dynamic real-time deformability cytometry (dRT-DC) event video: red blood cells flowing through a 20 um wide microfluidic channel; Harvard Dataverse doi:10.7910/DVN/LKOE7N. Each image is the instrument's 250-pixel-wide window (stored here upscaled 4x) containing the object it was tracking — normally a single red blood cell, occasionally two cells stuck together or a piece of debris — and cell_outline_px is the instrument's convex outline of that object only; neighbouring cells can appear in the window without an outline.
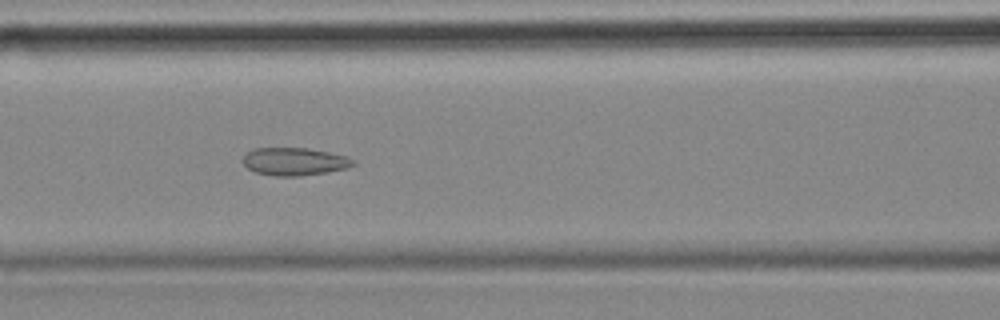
{"species": "common noctule bat (a hibernating species)", "species_latin": "Nyctalus noctula", "temperature_condition": "cold", "stored_images_in_passage": 44, "camera_frame_rate_fps": 3000, "um_per_image_px": 0.085, "animal": {"sex": "female", "body_mass_g": 18.4}, "frame": {"image": 1, "passage_image": 11, "time_ms": 3.333, "image_size_px": [1000, 320], "cell_outline_px": [[356, 164], [348, 168], [328, 172], [300, 176], [272, 176], [256, 172], [248, 168], [240, 160], [252, 148], [308, 148], [328, 152], [344, 156], [356, 160]], "centroid_in_image_um": [25.03, 13.73], "position_along_channel_um": 141.6, "area_um2": 17.98}}
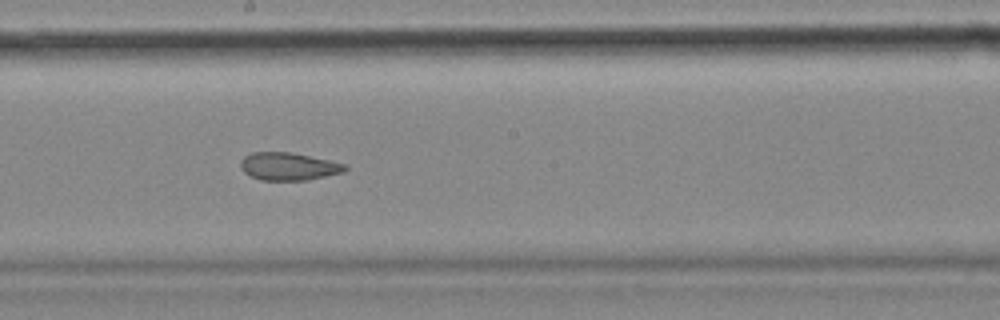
{"frame": {"image": 2, "passage_image": 18, "time_ms": 5.667, "image_size_px": [1000, 320], "cell_outline_px": [[348, 168], [344, 172], [308, 180], [260, 180], [244, 172], [240, 168], [240, 160], [244, 156], [252, 152], [292, 152], [328, 160], [344, 164]], "centroid_in_image_um": [24.5, 14.14], "position_along_channel_um": 223.7, "area_um2": 16.88}}
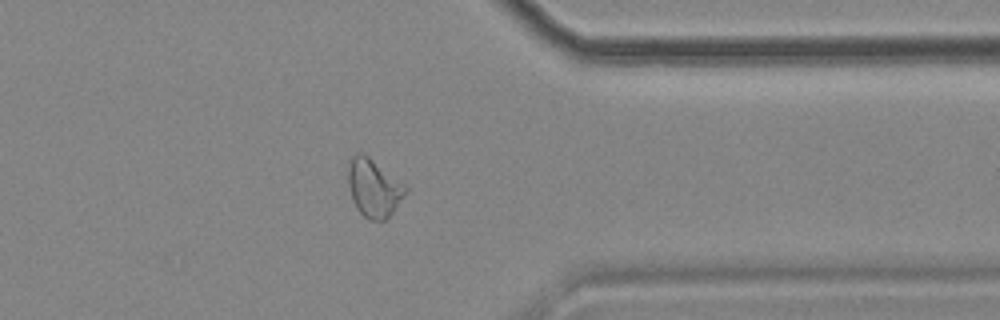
{"frame": {"image": 3, "passage_image": 32, "time_ms": 10.333, "image_size_px": [1000, 320], "cell_outline_px": [[408, 192], [392, 212], [384, 220], [368, 220], [360, 212], [352, 200], [348, 184], [348, 164], [352, 156], [356, 152], [364, 152], [404, 184], [408, 188]], "centroid_in_image_um": [31.76, 15.95], "position_along_channel_um": 379.6, "area_um2": 19.42}, "authors_computed_cell_mechanics": {"area_um2": 18.5538, "velocity_mm_per_s": 3.5312, "shape_relaxation_time_tau1_ms": null, "shape_relaxation_time_tau2_ms": 2.3213, "deformation_change_tau1": null, "deformation_change_tau2": 0.0944}}